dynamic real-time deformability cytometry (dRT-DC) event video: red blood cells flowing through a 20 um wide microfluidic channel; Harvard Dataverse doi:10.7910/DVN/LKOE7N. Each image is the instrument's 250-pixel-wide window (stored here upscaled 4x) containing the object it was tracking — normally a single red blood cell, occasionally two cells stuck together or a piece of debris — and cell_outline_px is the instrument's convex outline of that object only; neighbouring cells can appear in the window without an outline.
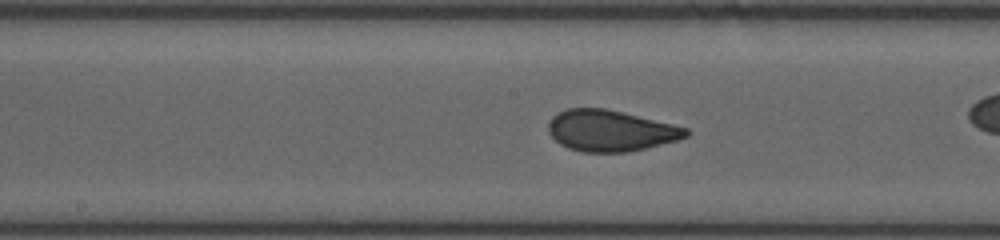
{"species": "human", "species_latin": "Homo sapiens", "temperature_condition": "room temperature", "stored_images_in_passage": 42, "camera_frame_rate_fps": 3000, "um_per_image_px": 0.085, "donor": {"sex": "female"}, "frame": {"image": 1, "passage_image": 22, "time_ms": 7.667, "image_size_px": [1000, 240], "cell_outline_px": [[692, 132], [688, 136], [680, 140], [628, 152], [584, 152], [568, 148], [560, 144], [548, 132], [548, 124], [552, 116], [556, 112], [568, 108], [608, 108], [688, 128]], "centroid_in_image_um": [51.91, 11.1], "position_along_channel_um": 196.3, "area_um2": 33.29}}